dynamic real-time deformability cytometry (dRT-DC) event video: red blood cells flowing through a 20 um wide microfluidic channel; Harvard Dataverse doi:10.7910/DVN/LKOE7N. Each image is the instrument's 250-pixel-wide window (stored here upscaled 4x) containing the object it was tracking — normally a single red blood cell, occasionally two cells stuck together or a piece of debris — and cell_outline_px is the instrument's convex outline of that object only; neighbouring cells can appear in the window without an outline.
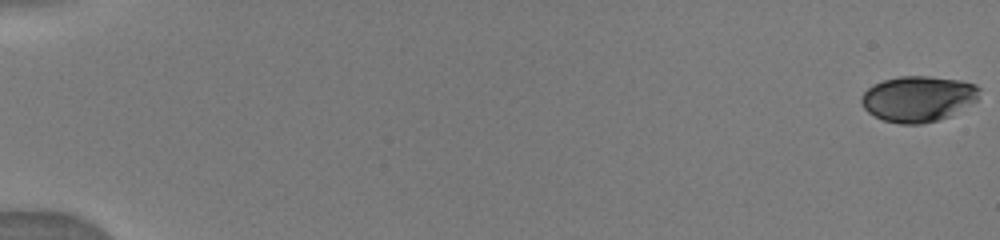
{"species": "human", "species_latin": "Homo sapiens", "temperature_condition": "warm", "stored_images_in_passage": 36, "camera_frame_rate_fps": 3000, "um_per_image_px": 0.085, "donor": {"sex": "male"}, "frame": {"image": 1, "passage_image": 1, "time_ms": 0.0, "image_size_px": [1000, 240], "cell_outline_px": [[980, 88], [976, 100], [972, 104], [948, 116], [936, 120], [920, 124], [900, 124], [884, 120], [868, 112], [864, 108], [860, 100], [860, 96], [872, 84], [884, 80], [900, 76], [928, 76], [960, 80], [976, 84]], "centroid_in_image_um": [78.03, 8.38], "position_along_channel_um": 7.0, "area_um2": 31.39}}
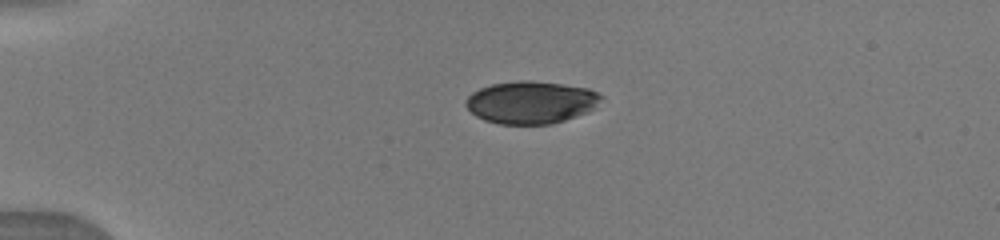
{"frame": {"image": 2, "passage_image": 27, "time_ms": 4.333, "image_size_px": [1000, 240], "cell_outline_px": [[604, 96], [596, 108], [588, 112], [552, 124], [496, 124], [484, 120], [476, 116], [464, 104], [468, 96], [472, 92], [480, 88], [492, 84], [520, 80], [528, 80], [560, 84], [588, 88]], "centroid_in_image_um": [45.14, 8.7], "position_along_channel_um": 39.9, "area_um2": 33.58}}